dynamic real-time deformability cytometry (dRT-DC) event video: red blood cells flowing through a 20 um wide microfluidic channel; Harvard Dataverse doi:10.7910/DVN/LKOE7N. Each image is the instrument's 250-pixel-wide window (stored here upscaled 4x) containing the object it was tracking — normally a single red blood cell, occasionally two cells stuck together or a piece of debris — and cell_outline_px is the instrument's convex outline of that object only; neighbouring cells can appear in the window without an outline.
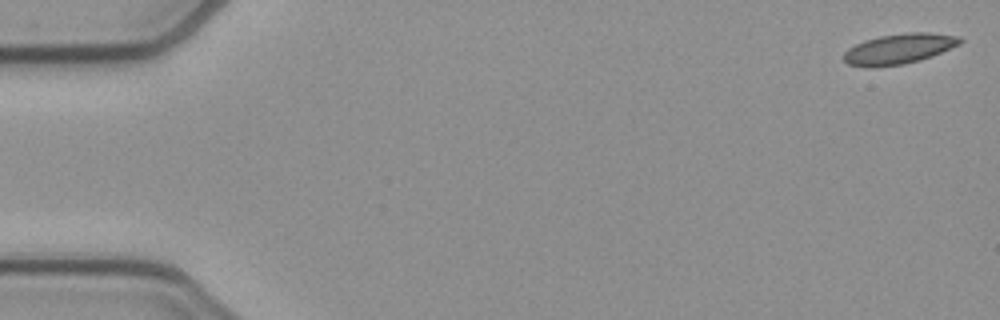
{"species": "common noctule bat (a hibernating species)", "species_latin": "Nyctalus noctula", "temperature_condition": "cold", "stored_images_in_passage": 53, "camera_frame_rate_fps": 3000, "um_per_image_px": 0.085, "animal": {"sex": "female", "body_mass_g": 21.9}, "frame": {"image": 1, "passage_image": 1, "time_ms": 0.0, "image_size_px": [1000, 320], "cell_outline_px": [[964, 40], [960, 44], [932, 56], [920, 60], [904, 64], [872, 68], [868, 68], [848, 64], [844, 60], [844, 52], [848, 48], [864, 40], [880, 36], [908, 32], [928, 32], [960, 36]], "centroid_in_image_um": [76.42, 4.15], "position_along_channel_um": 8.6, "area_um2": 20.69}}
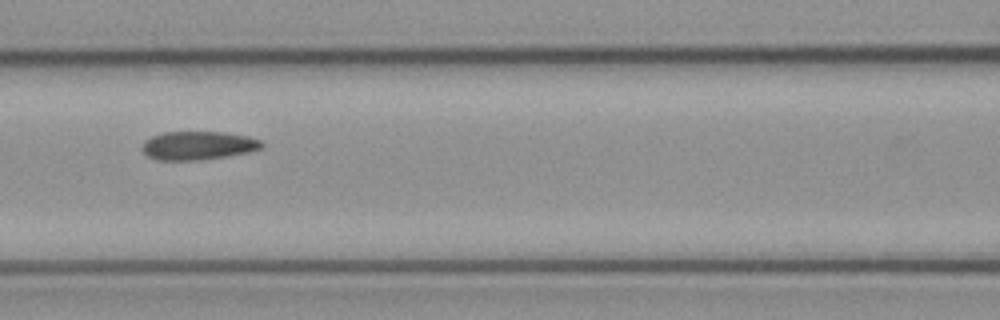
{"frame": {"image": 2, "passage_image": 23, "time_ms": 7.333, "image_size_px": [1000, 320], "cell_outline_px": [[264, 144], [260, 148], [248, 152], [228, 156], [200, 160], [156, 160], [148, 156], [140, 148], [144, 140], [152, 136], [164, 132], [224, 132], [248, 136], [260, 140]], "centroid_in_image_um": [16.8, 12.37], "position_along_channel_um": 149.8, "area_um2": 19.94}}
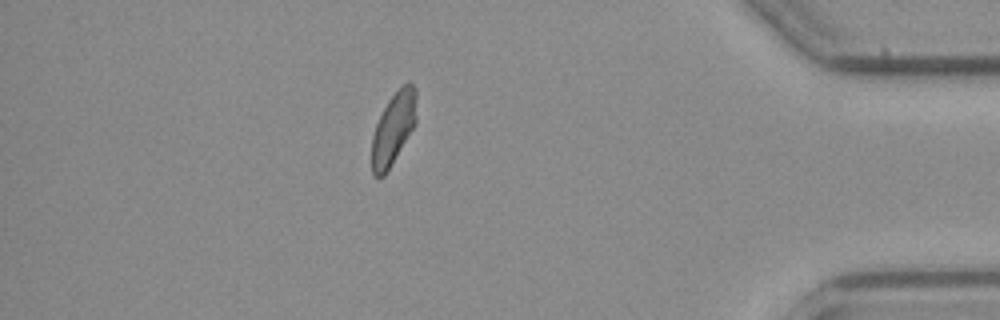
{"frame": {"image": 3, "passage_image": 46, "time_ms": 15.0, "image_size_px": [1000, 320], "cell_outline_px": [[416, 124], [384, 176], [372, 176], [372, 136], [376, 124], [388, 100], [408, 80], [416, 88]], "centroid_in_image_um": [33.45, 10.91], "position_along_channel_um": 401.8, "area_um2": 18.61}, "authors_computed_cell_mechanics": {"area_um2": 20.0566, "velocity_mm_per_s": 3.8521, "shape_relaxation_time_tau1_ms": 4.4427, "shape_relaxation_time_tau2_ms": 1.9854, "deformation_change_tau1": 0.1297, "deformation_change_tau2": 0.0796}}